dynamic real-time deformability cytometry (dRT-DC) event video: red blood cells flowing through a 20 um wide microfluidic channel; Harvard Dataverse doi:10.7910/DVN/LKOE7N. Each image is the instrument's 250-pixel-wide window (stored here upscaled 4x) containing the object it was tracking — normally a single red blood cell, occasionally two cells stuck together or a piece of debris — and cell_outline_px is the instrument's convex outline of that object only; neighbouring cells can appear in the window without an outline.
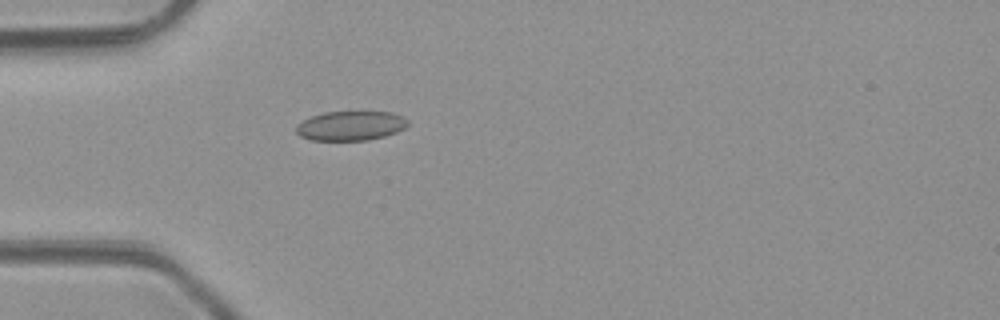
{"species": "common noctule bat (a hibernating species)", "species_latin": "Nyctalus noctula", "temperature_condition": "room temperature", "stored_images_in_passage": 1, "camera_frame_rate_fps": 3000, "um_per_image_px": 0.085, "animal": {"sex": "male", "body_mass_g": 23.1, "forearm_length_mm": 52.7}, "frame": {"image": 1, "passage_image": 1, "time_ms": 0.0, "image_size_px": [1000, 320], "cell_outline_px": [[408, 124], [404, 128], [396, 132], [384, 136], [368, 140], [308, 140], [300, 136], [296, 132], [296, 124], [312, 116], [324, 112], [392, 112], [404, 116], [408, 120]], "centroid_in_image_um": [29.8, 10.69], "position_along_channel_um": 55.2, "area_um2": 19.19}}